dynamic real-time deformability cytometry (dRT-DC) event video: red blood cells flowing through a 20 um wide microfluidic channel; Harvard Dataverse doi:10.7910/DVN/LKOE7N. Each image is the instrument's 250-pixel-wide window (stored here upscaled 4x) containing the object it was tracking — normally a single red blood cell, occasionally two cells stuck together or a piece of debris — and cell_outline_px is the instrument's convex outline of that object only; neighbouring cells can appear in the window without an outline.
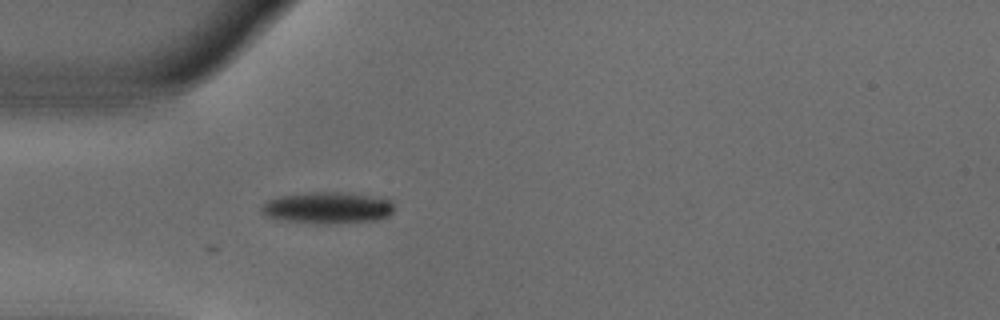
{"species": "common noctule bat (a hibernating species)", "species_latin": "Nyctalus noctula", "temperature_condition": "warm", "stored_images_in_passage": 30, "camera_frame_rate_fps": 3000, "um_per_image_px": 0.085, "animal": {"sex": "male", "body_mass_g": 18.8}, "frame": {"image": 1, "passage_image": 1, "time_ms": 0.0, "image_size_px": [1000, 320], "cell_outline_px": [[396, 208], [388, 216], [376, 220], [288, 220], [268, 216], [260, 212], [260, 204], [268, 200], [280, 196], [308, 192], [352, 192], [392, 200]], "centroid_in_image_um": [27.87, 17.57], "position_along_channel_um": 57.1, "area_um2": 23.24}}
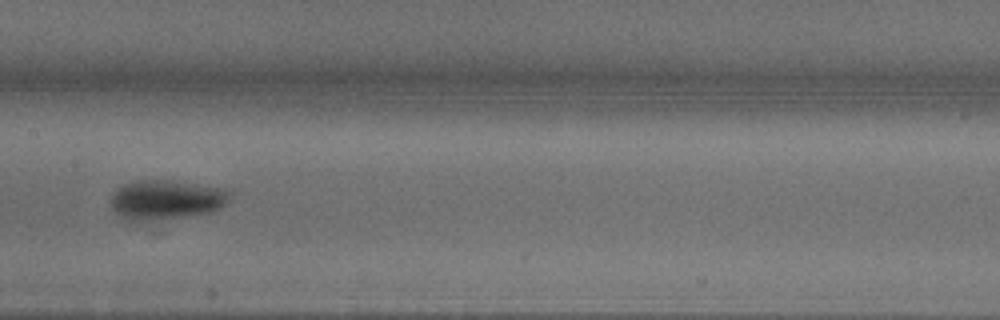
{"frame": {"image": 2, "passage_image": 12, "time_ms": 3.667, "image_size_px": [1000, 320], "cell_outline_px": [[228, 204], [220, 208], [152, 232], [120, 216], [112, 208], [112, 192], [116, 188], [124, 184], [136, 180], [172, 180], [224, 188], [228, 192]], "centroid_in_image_um": [14.07, 17.17], "position_along_channel_um": 193.3, "area_um2": 30.58}}
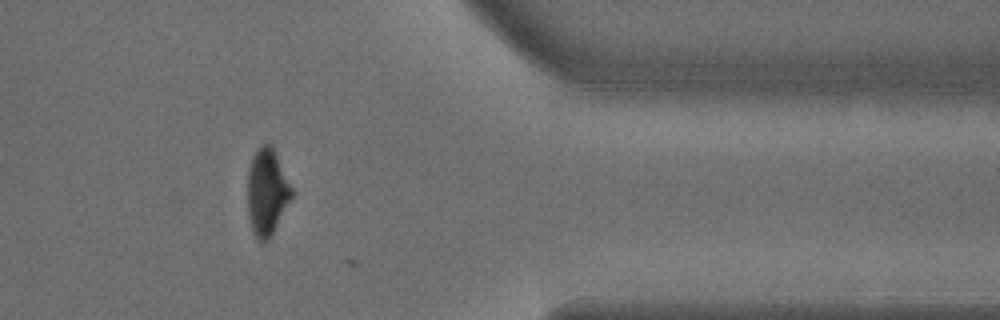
{"frame": {"image": 3, "passage_image": 29, "time_ms": 9.333, "image_size_px": [1000, 320], "cell_outline_px": [[292, 196], [268, 240], [260, 244], [256, 240], [248, 216], [248, 168], [252, 156], [268, 140], [292, 188]], "centroid_in_image_um": [22.66, 16.35], "position_along_channel_um": 388.7, "area_um2": 21.73}, "authors_computed_cell_mechanics": {"area_um2": 24.854, "velocity_mm_per_s": 3.7857, "shape_relaxation_time_tau1_ms": null, "shape_relaxation_time_tau2_ms": 2.1283, "deformation_change_tau1": null, "deformation_change_tau2": 0.0619}}